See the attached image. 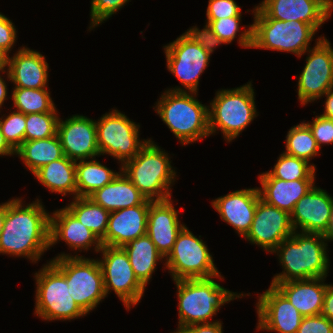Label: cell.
I'll return each instance as SVG.
<instances>
[{
	"label": "cell",
	"mask_w": 333,
	"mask_h": 333,
	"mask_svg": "<svg viewBox=\"0 0 333 333\" xmlns=\"http://www.w3.org/2000/svg\"><path fill=\"white\" fill-rule=\"evenodd\" d=\"M40 196L27 203L23 197L5 201V222L0 235V255L38 263L50 250V212Z\"/></svg>",
	"instance_id": "1"
},
{
	"label": "cell",
	"mask_w": 333,
	"mask_h": 333,
	"mask_svg": "<svg viewBox=\"0 0 333 333\" xmlns=\"http://www.w3.org/2000/svg\"><path fill=\"white\" fill-rule=\"evenodd\" d=\"M224 281L223 274L212 278L180 279L173 283L176 285V298L178 300V325L176 328L186 329L188 326L199 323H211L225 304L251 293L234 292L221 286L216 280ZM212 320V321H211Z\"/></svg>",
	"instance_id": "2"
},
{
	"label": "cell",
	"mask_w": 333,
	"mask_h": 333,
	"mask_svg": "<svg viewBox=\"0 0 333 333\" xmlns=\"http://www.w3.org/2000/svg\"><path fill=\"white\" fill-rule=\"evenodd\" d=\"M328 246L322 234L294 231L271 253L276 255L282 268V272L274 274L271 283L327 278L331 269Z\"/></svg>",
	"instance_id": "3"
},
{
	"label": "cell",
	"mask_w": 333,
	"mask_h": 333,
	"mask_svg": "<svg viewBox=\"0 0 333 333\" xmlns=\"http://www.w3.org/2000/svg\"><path fill=\"white\" fill-rule=\"evenodd\" d=\"M164 90L153 109L180 145L186 147L210 137L208 104H202L198 93Z\"/></svg>",
	"instance_id": "4"
},
{
	"label": "cell",
	"mask_w": 333,
	"mask_h": 333,
	"mask_svg": "<svg viewBox=\"0 0 333 333\" xmlns=\"http://www.w3.org/2000/svg\"><path fill=\"white\" fill-rule=\"evenodd\" d=\"M150 137L138 154L121 165V171L151 201L173 198L172 187L179 175L172 156Z\"/></svg>",
	"instance_id": "5"
},
{
	"label": "cell",
	"mask_w": 333,
	"mask_h": 333,
	"mask_svg": "<svg viewBox=\"0 0 333 333\" xmlns=\"http://www.w3.org/2000/svg\"><path fill=\"white\" fill-rule=\"evenodd\" d=\"M252 80L235 88H221L208 105L209 132L215 136L221 131L226 143L239 138L259 116Z\"/></svg>",
	"instance_id": "6"
},
{
	"label": "cell",
	"mask_w": 333,
	"mask_h": 333,
	"mask_svg": "<svg viewBox=\"0 0 333 333\" xmlns=\"http://www.w3.org/2000/svg\"><path fill=\"white\" fill-rule=\"evenodd\" d=\"M34 313L42 321H73L87 316L71 297L66 277L49 261L33 274Z\"/></svg>",
	"instance_id": "7"
},
{
	"label": "cell",
	"mask_w": 333,
	"mask_h": 333,
	"mask_svg": "<svg viewBox=\"0 0 333 333\" xmlns=\"http://www.w3.org/2000/svg\"><path fill=\"white\" fill-rule=\"evenodd\" d=\"M110 110L95 120L98 149L100 156L113 157L121 167L134 158L150 138H140V123L134 122L125 112L115 107Z\"/></svg>",
	"instance_id": "8"
},
{
	"label": "cell",
	"mask_w": 333,
	"mask_h": 333,
	"mask_svg": "<svg viewBox=\"0 0 333 333\" xmlns=\"http://www.w3.org/2000/svg\"><path fill=\"white\" fill-rule=\"evenodd\" d=\"M49 261L66 277L71 297L86 315L107 298L97 258L66 256Z\"/></svg>",
	"instance_id": "9"
},
{
	"label": "cell",
	"mask_w": 333,
	"mask_h": 333,
	"mask_svg": "<svg viewBox=\"0 0 333 333\" xmlns=\"http://www.w3.org/2000/svg\"><path fill=\"white\" fill-rule=\"evenodd\" d=\"M252 48L294 54L301 58L311 48L317 30L300 21L253 18Z\"/></svg>",
	"instance_id": "10"
},
{
	"label": "cell",
	"mask_w": 333,
	"mask_h": 333,
	"mask_svg": "<svg viewBox=\"0 0 333 333\" xmlns=\"http://www.w3.org/2000/svg\"><path fill=\"white\" fill-rule=\"evenodd\" d=\"M201 238L186 225L178 233L171 252L165 258V270L173 281L212 278L221 274L206 241Z\"/></svg>",
	"instance_id": "11"
},
{
	"label": "cell",
	"mask_w": 333,
	"mask_h": 333,
	"mask_svg": "<svg viewBox=\"0 0 333 333\" xmlns=\"http://www.w3.org/2000/svg\"><path fill=\"white\" fill-rule=\"evenodd\" d=\"M162 48L168 72L181 84L166 90L198 93L201 76L209 66L212 55L185 33Z\"/></svg>",
	"instance_id": "12"
},
{
	"label": "cell",
	"mask_w": 333,
	"mask_h": 333,
	"mask_svg": "<svg viewBox=\"0 0 333 333\" xmlns=\"http://www.w3.org/2000/svg\"><path fill=\"white\" fill-rule=\"evenodd\" d=\"M97 257L100 264L105 294L114 291L128 312L144 297L146 287L135 276L127 253L122 247L102 245Z\"/></svg>",
	"instance_id": "13"
},
{
	"label": "cell",
	"mask_w": 333,
	"mask_h": 333,
	"mask_svg": "<svg viewBox=\"0 0 333 333\" xmlns=\"http://www.w3.org/2000/svg\"><path fill=\"white\" fill-rule=\"evenodd\" d=\"M315 45L306 54L305 65L297 81V100L301 106L317 102L333 88V47L324 34L315 38Z\"/></svg>",
	"instance_id": "14"
},
{
	"label": "cell",
	"mask_w": 333,
	"mask_h": 333,
	"mask_svg": "<svg viewBox=\"0 0 333 333\" xmlns=\"http://www.w3.org/2000/svg\"><path fill=\"white\" fill-rule=\"evenodd\" d=\"M246 11L253 18L304 22L318 31L332 16L333 0H263Z\"/></svg>",
	"instance_id": "15"
},
{
	"label": "cell",
	"mask_w": 333,
	"mask_h": 333,
	"mask_svg": "<svg viewBox=\"0 0 333 333\" xmlns=\"http://www.w3.org/2000/svg\"><path fill=\"white\" fill-rule=\"evenodd\" d=\"M256 294L257 332L297 333L304 317L275 286Z\"/></svg>",
	"instance_id": "16"
},
{
	"label": "cell",
	"mask_w": 333,
	"mask_h": 333,
	"mask_svg": "<svg viewBox=\"0 0 333 333\" xmlns=\"http://www.w3.org/2000/svg\"><path fill=\"white\" fill-rule=\"evenodd\" d=\"M60 242H65L68 250L74 253L61 252L51 259H58L66 256H82L78 252L93 250L98 254L102 247L101 241L86 226H84L65 206L50 212V249Z\"/></svg>",
	"instance_id": "17"
},
{
	"label": "cell",
	"mask_w": 333,
	"mask_h": 333,
	"mask_svg": "<svg viewBox=\"0 0 333 333\" xmlns=\"http://www.w3.org/2000/svg\"><path fill=\"white\" fill-rule=\"evenodd\" d=\"M293 233L291 215L259 198L251 228L243 239L271 254Z\"/></svg>",
	"instance_id": "18"
},
{
	"label": "cell",
	"mask_w": 333,
	"mask_h": 333,
	"mask_svg": "<svg viewBox=\"0 0 333 333\" xmlns=\"http://www.w3.org/2000/svg\"><path fill=\"white\" fill-rule=\"evenodd\" d=\"M64 156L73 161L98 158L100 152L97 142L96 122L92 117L73 114L68 118L59 117L57 124Z\"/></svg>",
	"instance_id": "19"
},
{
	"label": "cell",
	"mask_w": 333,
	"mask_h": 333,
	"mask_svg": "<svg viewBox=\"0 0 333 333\" xmlns=\"http://www.w3.org/2000/svg\"><path fill=\"white\" fill-rule=\"evenodd\" d=\"M333 214V196L316 184L295 204L294 231L323 234Z\"/></svg>",
	"instance_id": "20"
},
{
	"label": "cell",
	"mask_w": 333,
	"mask_h": 333,
	"mask_svg": "<svg viewBox=\"0 0 333 333\" xmlns=\"http://www.w3.org/2000/svg\"><path fill=\"white\" fill-rule=\"evenodd\" d=\"M259 198L258 187L245 188L212 199L211 207L243 239L251 228Z\"/></svg>",
	"instance_id": "21"
},
{
	"label": "cell",
	"mask_w": 333,
	"mask_h": 333,
	"mask_svg": "<svg viewBox=\"0 0 333 333\" xmlns=\"http://www.w3.org/2000/svg\"><path fill=\"white\" fill-rule=\"evenodd\" d=\"M11 56V57H10ZM11 84L18 88H49V64L45 55L23 45L7 57Z\"/></svg>",
	"instance_id": "22"
},
{
	"label": "cell",
	"mask_w": 333,
	"mask_h": 333,
	"mask_svg": "<svg viewBox=\"0 0 333 333\" xmlns=\"http://www.w3.org/2000/svg\"><path fill=\"white\" fill-rule=\"evenodd\" d=\"M172 199L152 201L148 210L146 234L164 258L171 252L178 233L186 225L181 223V212Z\"/></svg>",
	"instance_id": "23"
},
{
	"label": "cell",
	"mask_w": 333,
	"mask_h": 333,
	"mask_svg": "<svg viewBox=\"0 0 333 333\" xmlns=\"http://www.w3.org/2000/svg\"><path fill=\"white\" fill-rule=\"evenodd\" d=\"M150 204H140L110 212L108 228L102 245L122 247L129 241L146 235Z\"/></svg>",
	"instance_id": "24"
},
{
	"label": "cell",
	"mask_w": 333,
	"mask_h": 333,
	"mask_svg": "<svg viewBox=\"0 0 333 333\" xmlns=\"http://www.w3.org/2000/svg\"><path fill=\"white\" fill-rule=\"evenodd\" d=\"M260 198L291 214L295 204L316 184V179L285 181L272 177L267 171L258 174Z\"/></svg>",
	"instance_id": "25"
},
{
	"label": "cell",
	"mask_w": 333,
	"mask_h": 333,
	"mask_svg": "<svg viewBox=\"0 0 333 333\" xmlns=\"http://www.w3.org/2000/svg\"><path fill=\"white\" fill-rule=\"evenodd\" d=\"M326 277L270 283L275 286L303 317L322 313L326 293Z\"/></svg>",
	"instance_id": "26"
},
{
	"label": "cell",
	"mask_w": 333,
	"mask_h": 333,
	"mask_svg": "<svg viewBox=\"0 0 333 333\" xmlns=\"http://www.w3.org/2000/svg\"><path fill=\"white\" fill-rule=\"evenodd\" d=\"M89 198L109 212L152 202L146 199L122 171Z\"/></svg>",
	"instance_id": "27"
},
{
	"label": "cell",
	"mask_w": 333,
	"mask_h": 333,
	"mask_svg": "<svg viewBox=\"0 0 333 333\" xmlns=\"http://www.w3.org/2000/svg\"><path fill=\"white\" fill-rule=\"evenodd\" d=\"M33 175L51 194L57 193L61 198L68 195L71 199L77 197L76 161L67 156L48 163Z\"/></svg>",
	"instance_id": "28"
},
{
	"label": "cell",
	"mask_w": 333,
	"mask_h": 333,
	"mask_svg": "<svg viewBox=\"0 0 333 333\" xmlns=\"http://www.w3.org/2000/svg\"><path fill=\"white\" fill-rule=\"evenodd\" d=\"M122 248L128 255L135 276L145 287L152 281V276L158 269L157 264L163 263L162 268L166 271L165 258L147 234L129 241Z\"/></svg>",
	"instance_id": "29"
},
{
	"label": "cell",
	"mask_w": 333,
	"mask_h": 333,
	"mask_svg": "<svg viewBox=\"0 0 333 333\" xmlns=\"http://www.w3.org/2000/svg\"><path fill=\"white\" fill-rule=\"evenodd\" d=\"M15 157H18L25 169L33 175L41 167L64 157V152L56 134L45 139L24 141L15 151Z\"/></svg>",
	"instance_id": "30"
},
{
	"label": "cell",
	"mask_w": 333,
	"mask_h": 333,
	"mask_svg": "<svg viewBox=\"0 0 333 333\" xmlns=\"http://www.w3.org/2000/svg\"><path fill=\"white\" fill-rule=\"evenodd\" d=\"M96 158L76 161L77 197H89L96 190L110 183L119 173Z\"/></svg>",
	"instance_id": "31"
},
{
	"label": "cell",
	"mask_w": 333,
	"mask_h": 333,
	"mask_svg": "<svg viewBox=\"0 0 333 333\" xmlns=\"http://www.w3.org/2000/svg\"><path fill=\"white\" fill-rule=\"evenodd\" d=\"M65 207L101 241L107 232L110 212L89 197H75Z\"/></svg>",
	"instance_id": "32"
},
{
	"label": "cell",
	"mask_w": 333,
	"mask_h": 333,
	"mask_svg": "<svg viewBox=\"0 0 333 333\" xmlns=\"http://www.w3.org/2000/svg\"><path fill=\"white\" fill-rule=\"evenodd\" d=\"M48 88L31 89L12 87L11 102L16 111L31 113L59 112Z\"/></svg>",
	"instance_id": "33"
},
{
	"label": "cell",
	"mask_w": 333,
	"mask_h": 333,
	"mask_svg": "<svg viewBox=\"0 0 333 333\" xmlns=\"http://www.w3.org/2000/svg\"><path fill=\"white\" fill-rule=\"evenodd\" d=\"M285 137L284 153L304 159L317 168L316 164L311 161L317 156L319 157L322 150L318 147L316 139L304 121L301 120L300 123L292 126Z\"/></svg>",
	"instance_id": "34"
},
{
	"label": "cell",
	"mask_w": 333,
	"mask_h": 333,
	"mask_svg": "<svg viewBox=\"0 0 333 333\" xmlns=\"http://www.w3.org/2000/svg\"><path fill=\"white\" fill-rule=\"evenodd\" d=\"M242 17L243 16H233L217 20H205V22L210 24L213 32L226 43V45H230L236 39L238 46L244 49H251L252 23L241 27Z\"/></svg>",
	"instance_id": "35"
},
{
	"label": "cell",
	"mask_w": 333,
	"mask_h": 333,
	"mask_svg": "<svg viewBox=\"0 0 333 333\" xmlns=\"http://www.w3.org/2000/svg\"><path fill=\"white\" fill-rule=\"evenodd\" d=\"M275 161L273 168L267 171L274 178L285 181L316 179L317 169L304 159L281 152Z\"/></svg>",
	"instance_id": "36"
},
{
	"label": "cell",
	"mask_w": 333,
	"mask_h": 333,
	"mask_svg": "<svg viewBox=\"0 0 333 333\" xmlns=\"http://www.w3.org/2000/svg\"><path fill=\"white\" fill-rule=\"evenodd\" d=\"M60 112L26 114L24 141L45 139L57 134Z\"/></svg>",
	"instance_id": "37"
},
{
	"label": "cell",
	"mask_w": 333,
	"mask_h": 333,
	"mask_svg": "<svg viewBox=\"0 0 333 333\" xmlns=\"http://www.w3.org/2000/svg\"><path fill=\"white\" fill-rule=\"evenodd\" d=\"M2 114L0 110V129L8 145L16 151L24 142L26 115L22 112L12 110Z\"/></svg>",
	"instance_id": "38"
},
{
	"label": "cell",
	"mask_w": 333,
	"mask_h": 333,
	"mask_svg": "<svg viewBox=\"0 0 333 333\" xmlns=\"http://www.w3.org/2000/svg\"><path fill=\"white\" fill-rule=\"evenodd\" d=\"M131 0H91L90 23L87 31H92L121 11Z\"/></svg>",
	"instance_id": "39"
},
{
	"label": "cell",
	"mask_w": 333,
	"mask_h": 333,
	"mask_svg": "<svg viewBox=\"0 0 333 333\" xmlns=\"http://www.w3.org/2000/svg\"><path fill=\"white\" fill-rule=\"evenodd\" d=\"M184 33L210 55L215 52L218 46L226 44L213 32L210 24L207 22L204 23L203 29L195 25L189 27Z\"/></svg>",
	"instance_id": "40"
},
{
	"label": "cell",
	"mask_w": 333,
	"mask_h": 333,
	"mask_svg": "<svg viewBox=\"0 0 333 333\" xmlns=\"http://www.w3.org/2000/svg\"><path fill=\"white\" fill-rule=\"evenodd\" d=\"M312 118V121L303 120L310 128L313 137L316 139L318 147L322 148V146L332 145L333 144V119L326 118L319 113L315 114Z\"/></svg>",
	"instance_id": "41"
},
{
	"label": "cell",
	"mask_w": 333,
	"mask_h": 333,
	"mask_svg": "<svg viewBox=\"0 0 333 333\" xmlns=\"http://www.w3.org/2000/svg\"><path fill=\"white\" fill-rule=\"evenodd\" d=\"M242 8L235 0H208L206 20L242 16Z\"/></svg>",
	"instance_id": "42"
},
{
	"label": "cell",
	"mask_w": 333,
	"mask_h": 333,
	"mask_svg": "<svg viewBox=\"0 0 333 333\" xmlns=\"http://www.w3.org/2000/svg\"><path fill=\"white\" fill-rule=\"evenodd\" d=\"M18 29L13 20L0 12V51L7 57L12 54L18 39Z\"/></svg>",
	"instance_id": "43"
},
{
	"label": "cell",
	"mask_w": 333,
	"mask_h": 333,
	"mask_svg": "<svg viewBox=\"0 0 333 333\" xmlns=\"http://www.w3.org/2000/svg\"><path fill=\"white\" fill-rule=\"evenodd\" d=\"M297 333H333V322L322 314L304 317Z\"/></svg>",
	"instance_id": "44"
},
{
	"label": "cell",
	"mask_w": 333,
	"mask_h": 333,
	"mask_svg": "<svg viewBox=\"0 0 333 333\" xmlns=\"http://www.w3.org/2000/svg\"><path fill=\"white\" fill-rule=\"evenodd\" d=\"M223 321L193 324L186 328L189 333H224Z\"/></svg>",
	"instance_id": "45"
},
{
	"label": "cell",
	"mask_w": 333,
	"mask_h": 333,
	"mask_svg": "<svg viewBox=\"0 0 333 333\" xmlns=\"http://www.w3.org/2000/svg\"><path fill=\"white\" fill-rule=\"evenodd\" d=\"M10 82H11L10 76L7 68L5 70L0 71V110L4 109L3 107H5L4 104L5 102H7L6 100H8L9 98L11 99V95H8L9 94L8 83Z\"/></svg>",
	"instance_id": "46"
},
{
	"label": "cell",
	"mask_w": 333,
	"mask_h": 333,
	"mask_svg": "<svg viewBox=\"0 0 333 333\" xmlns=\"http://www.w3.org/2000/svg\"><path fill=\"white\" fill-rule=\"evenodd\" d=\"M321 314L333 322V283L331 282L329 284L327 283L324 305Z\"/></svg>",
	"instance_id": "47"
},
{
	"label": "cell",
	"mask_w": 333,
	"mask_h": 333,
	"mask_svg": "<svg viewBox=\"0 0 333 333\" xmlns=\"http://www.w3.org/2000/svg\"><path fill=\"white\" fill-rule=\"evenodd\" d=\"M325 99L324 100V109H323V112L321 114L320 112V115L326 117V118H330V119H333V88H331L330 90H328L324 96L322 97V99Z\"/></svg>",
	"instance_id": "48"
},
{
	"label": "cell",
	"mask_w": 333,
	"mask_h": 333,
	"mask_svg": "<svg viewBox=\"0 0 333 333\" xmlns=\"http://www.w3.org/2000/svg\"><path fill=\"white\" fill-rule=\"evenodd\" d=\"M15 151L8 145L0 129V157H13Z\"/></svg>",
	"instance_id": "49"
},
{
	"label": "cell",
	"mask_w": 333,
	"mask_h": 333,
	"mask_svg": "<svg viewBox=\"0 0 333 333\" xmlns=\"http://www.w3.org/2000/svg\"><path fill=\"white\" fill-rule=\"evenodd\" d=\"M322 237L324 238L327 244L333 241V214L332 217L330 218L327 229L322 234Z\"/></svg>",
	"instance_id": "50"
},
{
	"label": "cell",
	"mask_w": 333,
	"mask_h": 333,
	"mask_svg": "<svg viewBox=\"0 0 333 333\" xmlns=\"http://www.w3.org/2000/svg\"><path fill=\"white\" fill-rule=\"evenodd\" d=\"M5 222V202L0 203V235Z\"/></svg>",
	"instance_id": "51"
},
{
	"label": "cell",
	"mask_w": 333,
	"mask_h": 333,
	"mask_svg": "<svg viewBox=\"0 0 333 333\" xmlns=\"http://www.w3.org/2000/svg\"><path fill=\"white\" fill-rule=\"evenodd\" d=\"M7 66V56L0 51V71L5 70Z\"/></svg>",
	"instance_id": "52"
},
{
	"label": "cell",
	"mask_w": 333,
	"mask_h": 333,
	"mask_svg": "<svg viewBox=\"0 0 333 333\" xmlns=\"http://www.w3.org/2000/svg\"><path fill=\"white\" fill-rule=\"evenodd\" d=\"M170 333H189L186 329H179L176 328L173 332L171 331Z\"/></svg>",
	"instance_id": "53"
}]
</instances>
